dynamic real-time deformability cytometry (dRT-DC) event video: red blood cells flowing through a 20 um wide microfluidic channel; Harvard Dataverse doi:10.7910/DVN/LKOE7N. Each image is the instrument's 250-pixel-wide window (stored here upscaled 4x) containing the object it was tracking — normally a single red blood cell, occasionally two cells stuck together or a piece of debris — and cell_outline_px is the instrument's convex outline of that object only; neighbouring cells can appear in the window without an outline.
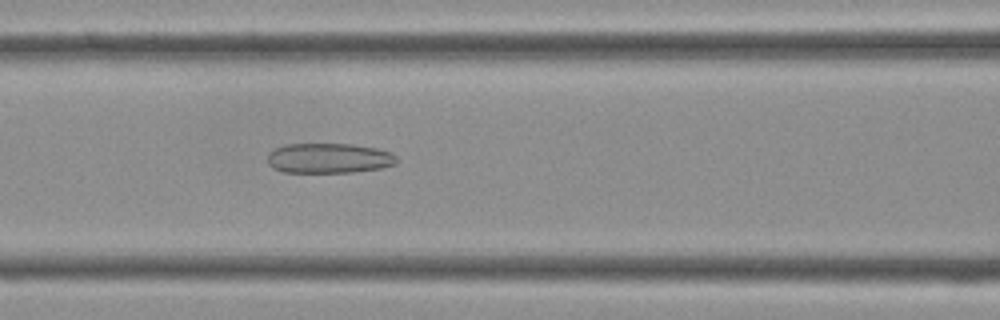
{"species": "Egyptian fruit bat (a non-hibernating species)", "species_latin": "Rousettus aegyptiacus", "temperature_condition": "cold", "stored_images_in_passage": 29, "camera_frame_rate_fps": 3000, "um_per_image_px": 0.085, "frame": {"image": 1, "passage_image": 5, "time_ms": 1.333, "image_size_px": [1000, 320], "cell_outline_px": [[396, 164], [380, 168], [352, 172], [284, 172], [272, 168], [268, 164], [268, 152], [284, 144], [352, 144], [376, 148], [392, 152], [396, 156]], "centroid_in_image_um": [27.94, 13.44], "position_along_channel_um": 138.7, "area_um2": 22.66}}
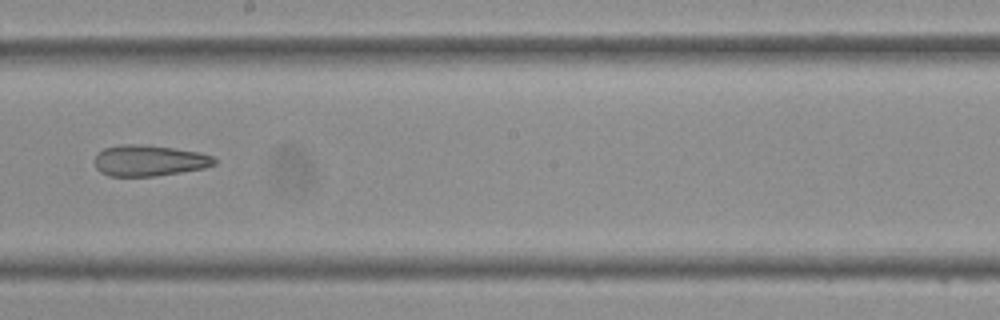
{"frame": {"image": 2, "passage_image": 11, "time_ms": 3.333, "image_size_px": [1000, 320], "cell_outline_px": [[216, 164], [204, 168], [156, 176], [108, 176], [100, 172], [96, 168], [96, 156], [104, 148], [120, 144], [144, 144], [200, 152], [212, 156], [216, 160]], "centroid_in_image_um": [12.68, 13.65], "position_along_channel_um": 235.5, "area_um2": 21.62}}
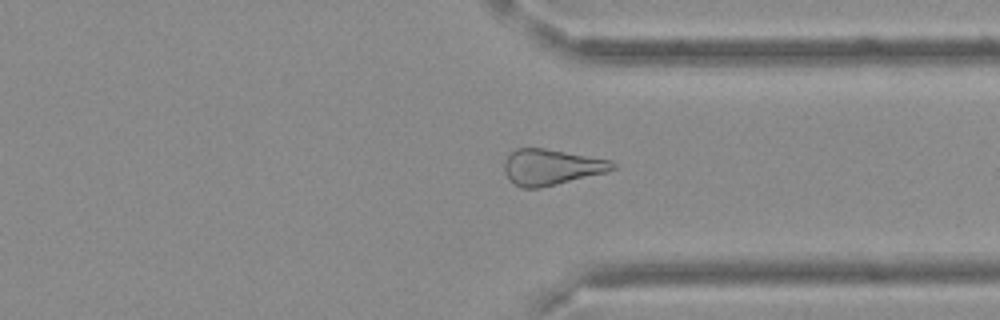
{"frame": {"image": 3, "passage_image": 19, "time_ms": 6.0, "image_size_px": [1000, 320], "cell_outline_px": [[616, 168], [608, 172], [540, 188], [520, 188], [508, 180], [504, 172], [504, 160], [508, 152], [516, 148], [544, 148], [612, 160], [616, 164]], "centroid_in_image_um": [46.83, 14.2], "position_along_channel_um": 364.6, "area_um2": 23.0}}